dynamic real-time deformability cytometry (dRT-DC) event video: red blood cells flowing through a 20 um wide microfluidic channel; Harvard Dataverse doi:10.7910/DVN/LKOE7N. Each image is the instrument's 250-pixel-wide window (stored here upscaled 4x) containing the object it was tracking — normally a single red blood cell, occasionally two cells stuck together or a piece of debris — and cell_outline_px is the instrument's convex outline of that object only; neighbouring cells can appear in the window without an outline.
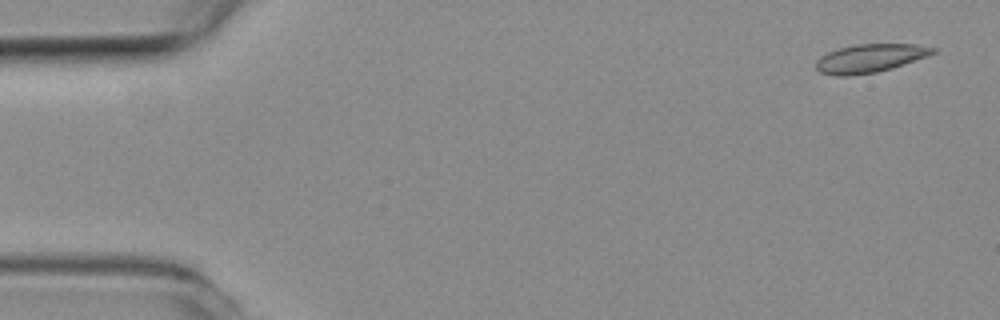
{"species": "common noctule bat (a hibernating species)", "species_latin": "Nyctalus noctula", "temperature_condition": "room temperature", "stored_images_in_passage": 53, "camera_frame_rate_fps": 3000, "um_per_image_px": 0.085, "animal": {"sex": "female", "body_mass_g": 19.3, "forearm_length_mm": 54.1}, "frame": {"image": 1, "passage_image": 1, "time_ms": 0.0, "image_size_px": [1000, 320], "cell_outline_px": [[936, 52], [928, 56], [892, 68], [876, 72], [848, 76], [836, 76], [820, 72], [816, 68], [816, 60], [820, 56], [828, 52], [840, 48], [856, 44], [912, 44], [936, 48]], "centroid_in_image_um": [73.93, 4.95], "position_along_channel_um": 11.1, "area_um2": 19.25}}
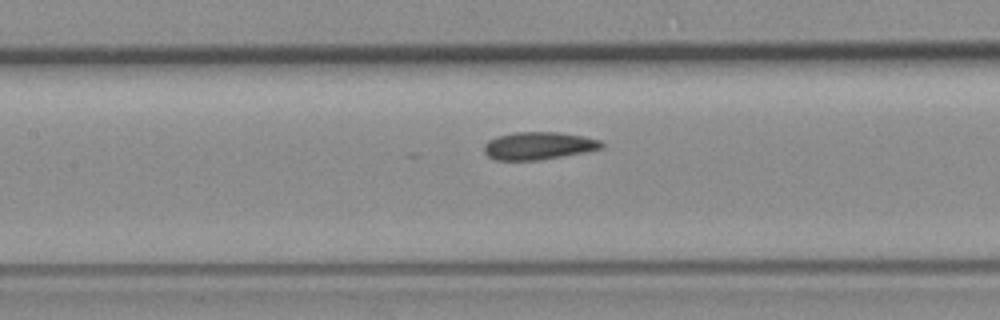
{"frame": {"image": 2, "passage_image": 23, "time_ms": 7.333, "image_size_px": [1000, 320], "cell_outline_px": [[604, 148], [588, 152], [540, 160], [496, 160], [488, 156], [484, 152], [484, 144], [488, 140], [496, 136], [516, 132], [560, 132], [584, 136], [600, 140], [604, 144]], "centroid_in_image_um": [45.81, 12.39], "position_along_channel_um": 161.6, "area_um2": 19.19}}
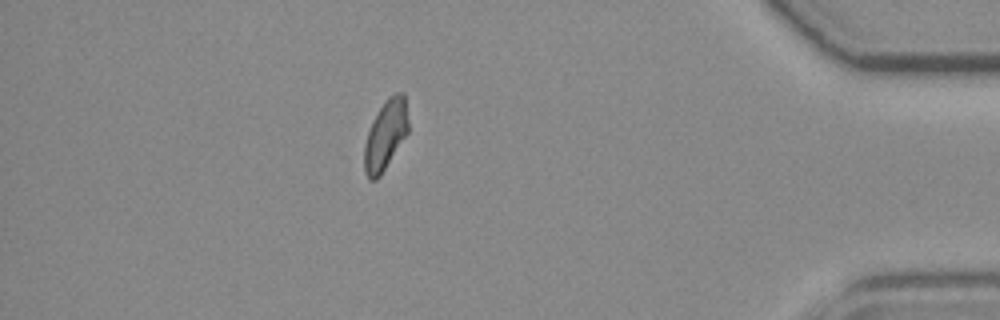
{"frame": {"image": 3, "passage_image": 46, "time_ms": 15.0, "image_size_px": [1000, 320], "cell_outline_px": [[408, 132], [380, 176], [376, 180], [368, 180], [364, 168], [364, 144], [368, 132], [380, 108], [388, 96], [396, 92], [404, 92], [408, 120]], "centroid_in_image_um": [32.77, 11.48], "position_along_channel_um": 402.4, "area_um2": 17.63}, "authors_computed_cell_mechanics": {"area_um2": 18.785, "velocity_mm_per_s": 3.7656, "shape_relaxation_time_tau1_ms": null, "shape_relaxation_time_tau2_ms": 5.7371, "deformation_change_tau1": null, "deformation_change_tau2": 0.128}}